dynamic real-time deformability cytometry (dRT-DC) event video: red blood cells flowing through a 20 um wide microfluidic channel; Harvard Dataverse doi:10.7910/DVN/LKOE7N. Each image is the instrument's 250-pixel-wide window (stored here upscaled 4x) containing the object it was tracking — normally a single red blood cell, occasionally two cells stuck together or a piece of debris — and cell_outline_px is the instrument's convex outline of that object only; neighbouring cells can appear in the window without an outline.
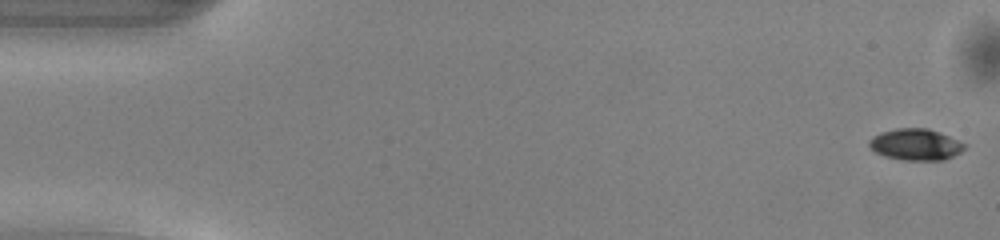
{"species": "common noctule bat (a hibernating species)", "species_latin": "Nyctalus noctula", "temperature_condition": "warm", "stored_images_in_passage": 10, "camera_frame_rate_fps": 3000, "um_per_image_px": 0.085, "animal": {"sex": "male", "body_mass_g": 13.0, "forearm_length_mm": 53.1}, "frame": {"image": 1, "passage_image": 1, "time_ms": 0.0, "image_size_px": [1000, 240], "cell_outline_px": [[964, 148], [960, 152], [944, 160], [904, 160], [884, 156], [876, 152], [868, 144], [868, 140], [872, 136], [880, 132], [896, 128], [928, 128], [940, 132], [964, 144]], "centroid_in_image_um": [77.78, 12.27], "position_along_channel_um": 7.2, "area_um2": 17.34}}